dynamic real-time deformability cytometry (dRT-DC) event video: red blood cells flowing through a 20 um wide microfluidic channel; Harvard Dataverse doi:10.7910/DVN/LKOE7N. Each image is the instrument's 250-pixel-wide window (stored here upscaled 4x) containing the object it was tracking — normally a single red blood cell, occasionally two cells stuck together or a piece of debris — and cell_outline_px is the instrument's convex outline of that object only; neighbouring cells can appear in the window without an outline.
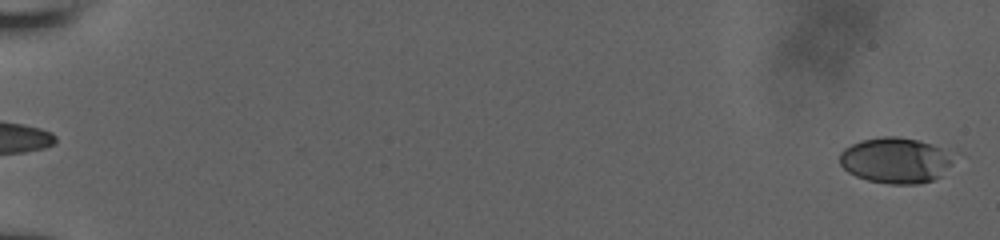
{"species": "human", "species_latin": "Homo sapiens", "temperature_condition": "room temperature", "stored_images_in_passage": 11, "camera_frame_rate_fps": 3000, "um_per_image_px": 0.085, "donor": {"sex": "male"}, "frame": {"image": 1, "passage_image": 1, "time_ms": 0.0, "image_size_px": [1000, 240], "cell_outline_px": [[952, 164], [940, 176], [932, 180], [920, 184], [892, 184], [868, 180], [856, 176], [848, 172], [840, 164], [840, 152], [844, 148], [860, 140], [880, 136], [900, 136], [916, 140], [940, 148]], "centroid_in_image_um": [76.02, 13.63], "position_along_channel_um": 9.0, "area_um2": 29.77}}
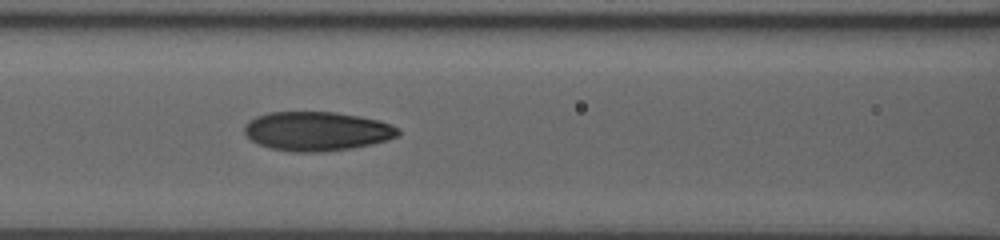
{"frame": {"image": 2, "passage_image": 10, "time_ms": 9.0, "image_size_px": [1000, 240], "cell_outline_px": [[400, 132], [396, 136], [388, 140], [372, 144], [352, 148], [324, 152], [292, 152], [268, 148], [256, 144], [244, 132], [244, 124], [248, 120], [256, 116], [268, 112], [336, 112], [380, 120], [400, 128]], "centroid_in_image_um": [26.91, 11.16], "position_along_channel_um": 139.7, "area_um2": 35.43}}
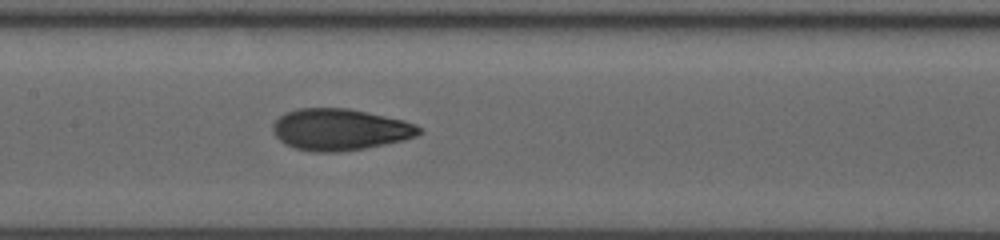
{"frame": {"image": 3, "passage_image": 11, "time_ms": 10.0, "image_size_px": [1000, 240], "cell_outline_px": [[424, 132], [416, 136], [404, 140], [364, 148], [336, 152], [312, 152], [296, 148], [284, 144], [272, 132], [272, 124], [284, 112], [296, 108], [348, 108], [368, 112], [404, 120], [416, 124], [424, 128]], "centroid_in_image_um": [28.9, 11.0], "position_along_channel_um": 178.5, "area_um2": 35.72}}